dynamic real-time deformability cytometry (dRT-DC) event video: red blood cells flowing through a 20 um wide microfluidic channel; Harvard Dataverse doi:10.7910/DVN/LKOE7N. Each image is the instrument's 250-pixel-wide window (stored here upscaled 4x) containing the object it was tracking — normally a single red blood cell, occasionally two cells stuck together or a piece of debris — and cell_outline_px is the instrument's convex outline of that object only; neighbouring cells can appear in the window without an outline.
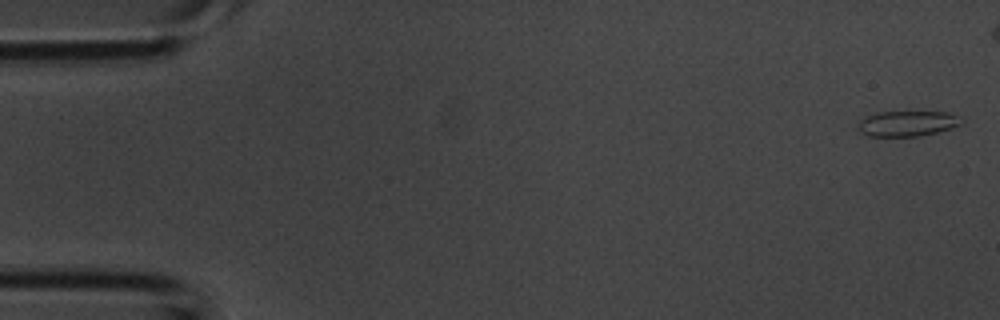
{"species": "common noctule bat (a hibernating species)", "species_latin": "Nyctalus noctula", "temperature_condition": "room temperature", "stored_images_in_passage": 38, "camera_frame_rate_fps": 3000, "um_per_image_px": 0.085, "animal": {"sex": "male", "body_mass_g": 20.1, "forearm_length_mm": 53.5}, "frame": {"image": 1, "passage_image": 1, "time_ms": 0.0, "image_size_px": [1000, 320], "cell_outline_px": [[960, 124], [936, 132], [920, 136], [868, 136], [860, 132], [860, 120], [876, 112], [948, 112]], "centroid_in_image_um": [77.01, 10.51], "position_along_channel_um": 8.0, "area_um2": 14.62}}
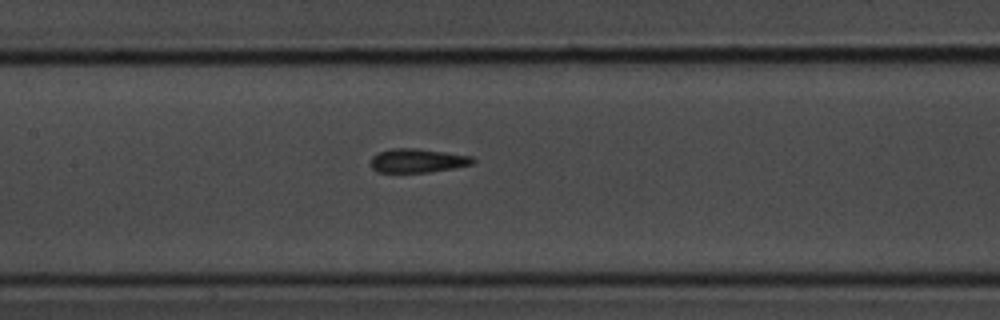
{"frame": {"image": 2, "passage_image": 20, "time_ms": 6.333, "image_size_px": [1000, 320], "cell_outline_px": [[476, 160], [472, 164], [452, 168], [428, 172], [376, 172], [372, 168], [372, 156], [376, 152], [392, 148], [416, 148], [472, 156]], "centroid_in_image_um": [35.47, 13.64], "position_along_channel_um": 171.9, "area_um2": 14.16}}
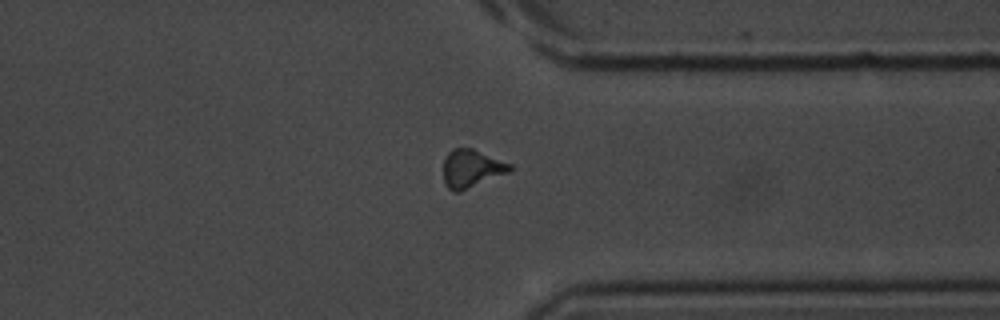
{"frame": {"image": 3, "passage_image": 33, "time_ms": 10.667, "image_size_px": [1000, 320], "cell_outline_px": [[512, 168], [508, 172], [460, 192], [452, 192], [444, 184], [444, 160], [448, 152], [452, 148], [472, 148], [512, 164]], "centroid_in_image_um": [40.05, 14.33], "position_along_channel_um": 371.4, "area_um2": 14.68}}